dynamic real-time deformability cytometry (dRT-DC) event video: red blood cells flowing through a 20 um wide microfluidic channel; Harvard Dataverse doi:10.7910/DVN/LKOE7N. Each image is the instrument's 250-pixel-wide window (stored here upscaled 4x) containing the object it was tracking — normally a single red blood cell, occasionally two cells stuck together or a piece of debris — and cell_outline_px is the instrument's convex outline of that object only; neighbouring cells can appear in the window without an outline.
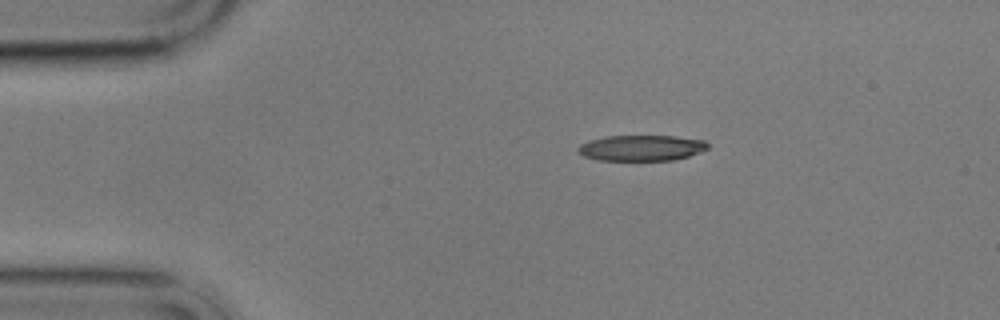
{"species": "common noctule bat (a hibernating species)", "species_latin": "Nyctalus noctula", "temperature_condition": "cold", "stored_images_in_passage": 3, "camera_frame_rate_fps": 3000, "um_per_image_px": 0.085, "animal": {"sex": "male", "body_mass_g": 17.9}, "frame": {"image": 1, "passage_image": 1, "time_ms": 0.0, "image_size_px": [1000, 320], "cell_outline_px": [[708, 148], [700, 152], [688, 156], [672, 160], [596, 160], [584, 156], [576, 152], [576, 148], [580, 144], [588, 140], [604, 136], [676, 136], [704, 140], [708, 144]], "centroid_in_image_um": [54.47, 12.57], "position_along_channel_um": 30.5, "area_um2": 19.59}}